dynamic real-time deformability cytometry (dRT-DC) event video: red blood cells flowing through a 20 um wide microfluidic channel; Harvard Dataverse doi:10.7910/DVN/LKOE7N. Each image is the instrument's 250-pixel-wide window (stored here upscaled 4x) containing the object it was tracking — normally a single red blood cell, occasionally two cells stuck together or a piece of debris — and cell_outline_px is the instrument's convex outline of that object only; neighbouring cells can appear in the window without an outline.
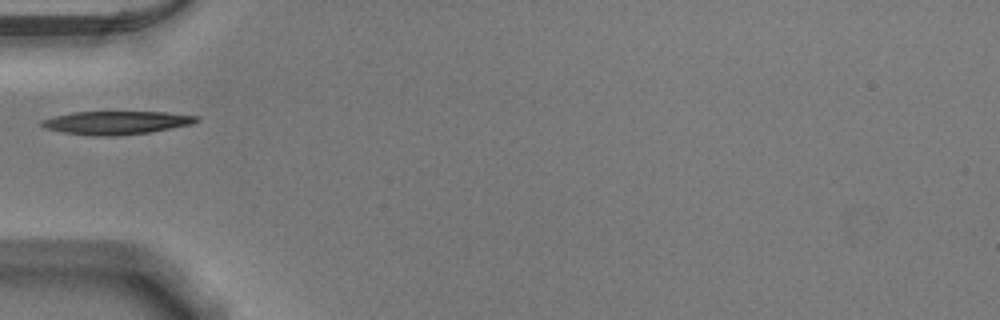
{"species": "Egyptian fruit bat (a non-hibernating species)", "species_latin": "Rousettus aegyptiacus", "temperature_condition": "warm", "stored_images_in_passage": 35, "camera_frame_rate_fps": 3000, "um_per_image_px": 0.085, "animal": {"sex": "male"}, "frame": {"image": 1, "passage_image": 1, "time_ms": 0.0, "image_size_px": [1000, 320], "cell_outline_px": [[200, 120], [192, 124], [148, 132], [116, 136], [92, 136], [64, 132], [44, 128], [40, 124], [40, 120], [72, 112], [168, 112], [200, 116]], "centroid_in_image_um": [9.9, 10.42], "position_along_channel_um": 75.1, "area_um2": 20.98}}
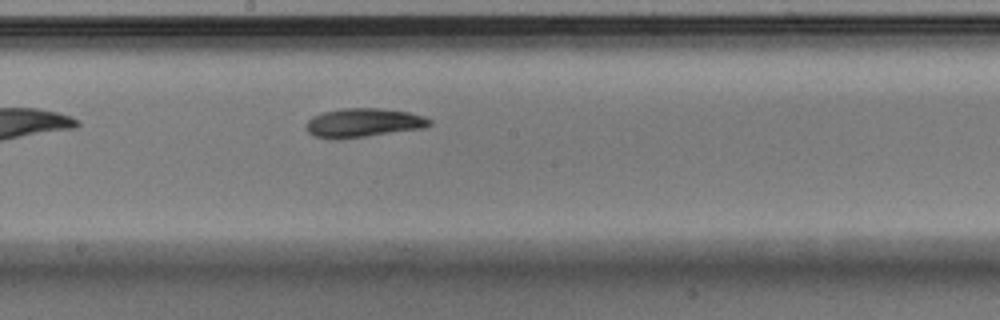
{"frame": {"image": 2, "passage_image": 12, "time_ms": 3.667, "image_size_px": [1000, 320], "cell_outline_px": [[432, 124], [424, 128], [336, 140], [332, 140], [312, 136], [308, 132], [308, 120], [312, 116], [324, 112], [340, 108], [380, 108], [408, 112], [424, 116], [432, 120]], "centroid_in_image_um": [30.88, 10.44], "position_along_channel_um": 217.3, "area_um2": 20.87}}
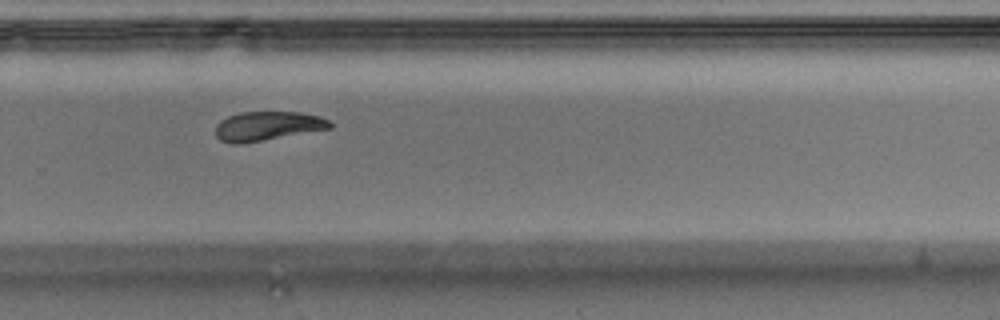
{"frame": {"image": 3, "passage_image": 19, "time_ms": 6.0, "image_size_px": [1000, 320], "cell_outline_px": [[332, 128], [240, 144], [232, 144], [220, 140], [216, 136], [216, 124], [220, 120], [228, 116], [240, 112], [300, 112], [320, 116], [328, 120], [332, 124]], "centroid_in_image_um": [22.72, 10.71], "position_along_channel_um": 307.1, "area_um2": 19.42}}